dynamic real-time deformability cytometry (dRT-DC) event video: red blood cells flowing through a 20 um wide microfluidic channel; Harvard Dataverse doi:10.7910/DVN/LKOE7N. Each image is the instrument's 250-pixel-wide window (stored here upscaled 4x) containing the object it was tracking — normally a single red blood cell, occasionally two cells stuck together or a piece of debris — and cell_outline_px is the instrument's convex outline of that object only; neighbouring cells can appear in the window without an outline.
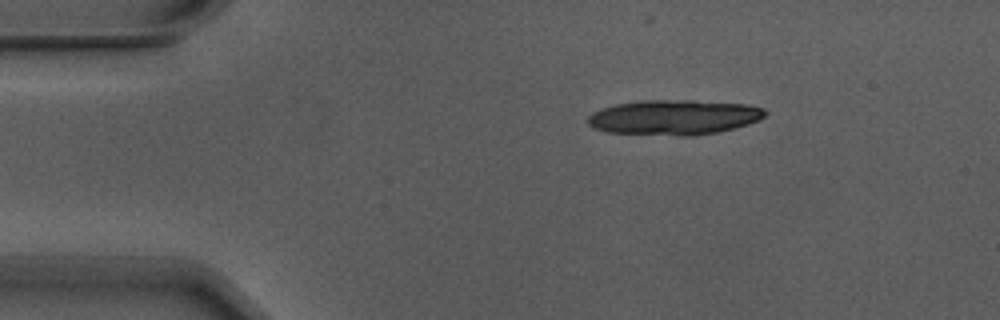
{"species": "Egyptian fruit bat (a non-hibernating species)", "species_latin": "Rousettus aegyptiacus", "temperature_condition": "warm", "stored_images_in_passage": 4, "camera_frame_rate_fps": 3000, "um_per_image_px": 0.085, "animal": {"sex": "male"}, "frame": {"image": 1, "passage_image": 1, "time_ms": 0.0, "image_size_px": [1000, 320], "cell_outline_px": [[768, 112], [764, 116], [748, 124], [716, 132], [688, 136], [676, 136], [608, 132], [592, 128], [588, 124], [588, 116], [592, 112], [616, 104], [644, 100], [692, 100], [748, 104], [764, 108]], "centroid_in_image_um": [57.28, 9.97], "position_along_channel_um": 27.7, "area_um2": 36.13}}